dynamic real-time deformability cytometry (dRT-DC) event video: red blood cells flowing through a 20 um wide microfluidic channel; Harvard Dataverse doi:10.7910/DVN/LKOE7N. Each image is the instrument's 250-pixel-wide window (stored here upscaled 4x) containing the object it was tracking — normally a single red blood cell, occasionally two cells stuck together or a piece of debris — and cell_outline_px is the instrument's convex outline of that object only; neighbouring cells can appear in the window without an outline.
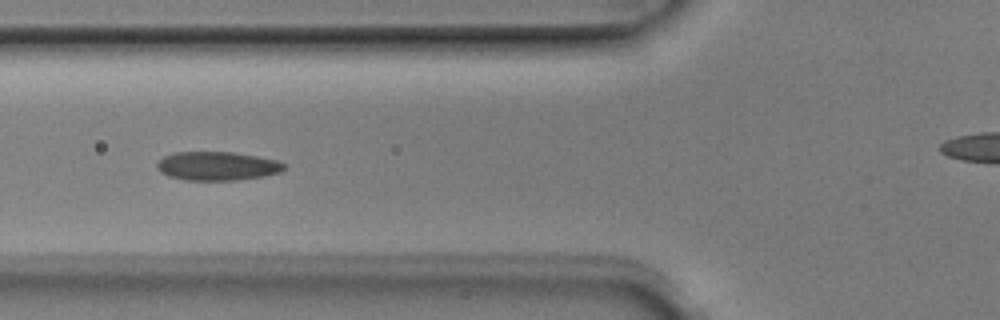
{"species": "Egyptian fruit bat (a non-hibernating species)", "species_latin": "Rousettus aegyptiacus", "temperature_condition": "room temperature", "stored_images_in_passage": 7, "camera_frame_rate_fps": 3000, "um_per_image_px": 0.085, "animal": {"sex": "male"}, "frame": {"image": 1, "passage_image": 4, "time_ms": 1.0, "image_size_px": [1000, 320], "cell_outline_px": [[288, 164], [280, 172], [264, 176], [236, 180], [188, 180], [168, 176], [160, 172], [156, 168], [156, 164], [164, 156], [176, 152], [232, 152], [280, 160]], "centroid_in_image_um": [18.49, 14.11], "position_along_channel_um": 107.3, "area_um2": 21.39}}
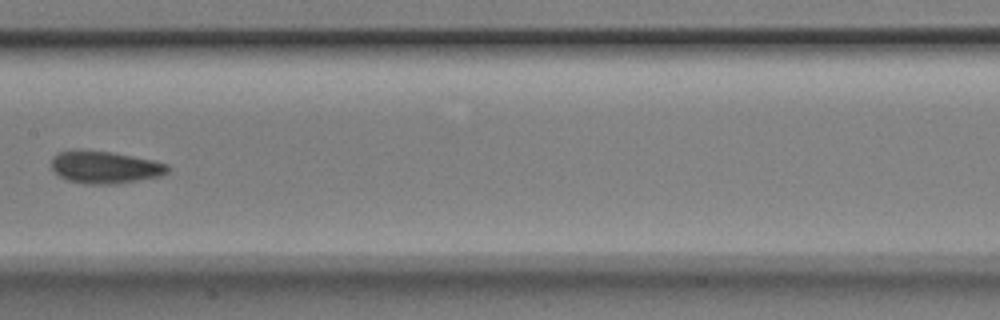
{"frame": {"image": 2, "passage_image": 6, "time_ms": 1.667, "image_size_px": [1000, 320], "cell_outline_px": [[172, 168], [168, 172], [160, 176], [112, 184], [84, 184], [64, 180], [52, 168], [52, 156], [60, 152], [76, 148], [80, 148], [112, 152], [152, 160], [168, 164]], "centroid_in_image_um": [8.89, 14.19], "position_along_channel_um": 198.5, "area_um2": 22.2}}
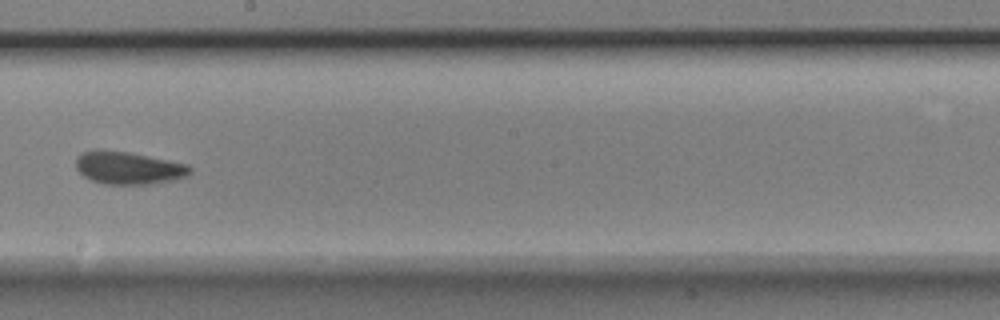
{"frame": {"image": 3, "passage_image": 7, "time_ms": 2.0, "image_size_px": [1000, 320], "cell_outline_px": [[192, 172], [188, 176], [176, 180], [152, 184], [104, 184], [92, 180], [84, 176], [76, 168], [76, 156], [84, 152], [96, 148], [128, 152], [188, 164], [192, 168]], "centroid_in_image_um": [10.94, 14.27], "position_along_channel_um": 237.3, "area_um2": 21.96}}